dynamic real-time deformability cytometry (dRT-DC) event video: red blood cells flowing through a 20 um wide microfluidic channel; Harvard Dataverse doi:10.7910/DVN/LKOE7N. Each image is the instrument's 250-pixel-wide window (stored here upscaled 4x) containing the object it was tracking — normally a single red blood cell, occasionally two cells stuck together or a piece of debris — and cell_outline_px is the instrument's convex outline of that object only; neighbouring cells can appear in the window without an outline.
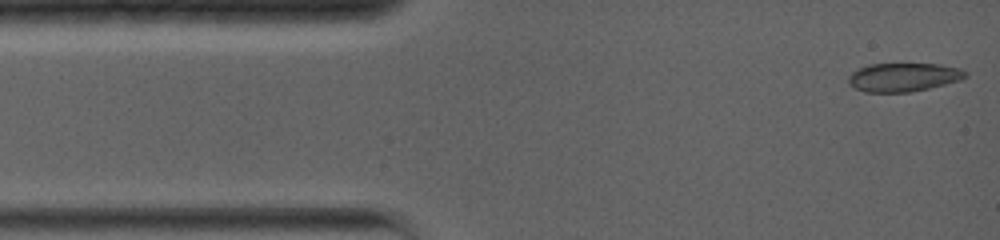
{"species": "common noctule bat (a hibernating species)", "species_latin": "Nyctalus noctula", "temperature_condition": "warm", "stored_images_in_passage": 51, "camera_frame_rate_fps": 5000, "um_per_image_px": 0.085, "animal": {"sex": "female", "body_mass_g": 19.0, "forearm_length_mm": 56.7}, "frame": {"image": 1, "passage_image": 1, "time_ms": 0.0, "image_size_px": [1000, 240], "cell_outline_px": [[968, 76], [960, 80], [928, 88], [908, 92], [864, 92], [848, 84], [848, 76], [852, 72], [868, 64], [940, 64], [960, 68], [968, 72]], "centroid_in_image_um": [76.8, 6.56], "position_along_channel_um": 8.2, "area_um2": 19.48}}
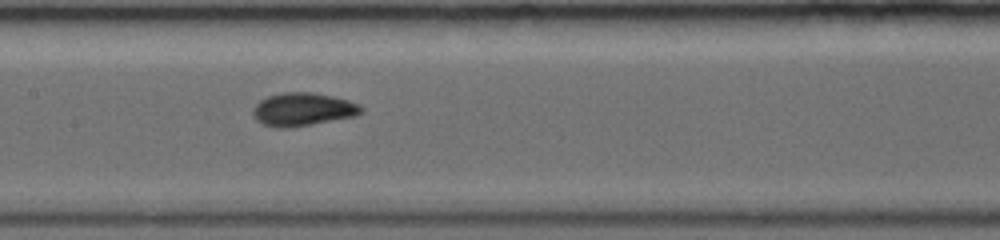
{"frame": {"image": 2, "passage_image": 30, "time_ms": 6.2, "image_size_px": [1000, 240], "cell_outline_px": [[364, 112], [356, 116], [312, 124], [288, 128], [276, 128], [264, 124], [256, 120], [252, 112], [252, 108], [260, 100], [268, 96], [284, 92], [312, 92], [332, 96], [348, 100], [360, 104], [364, 108]], "centroid_in_image_um": [25.76, 9.3], "position_along_channel_um": 181.6, "area_um2": 21.04}}
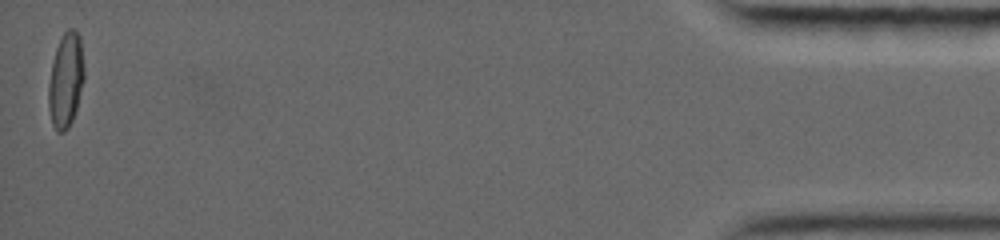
{"frame": {"image": 3, "passage_image": 51, "time_ms": 15.8, "image_size_px": [1000, 240], "cell_outline_px": [[84, 80], [76, 112], [68, 128], [64, 132], [56, 132], [52, 124], [48, 108], [48, 84], [52, 64], [56, 48], [64, 32], [68, 28], [72, 28], [80, 36], [84, 68]], "centroid_in_image_um": [5.59, 6.85], "position_along_channel_um": 429.6, "area_um2": 19.83}, "authors_computed_cell_mechanics": {"area_um2": 19.8254, "velocity_mm_per_s": 3.9398, "shape_relaxation_time_tau1_ms": 5.5808, "shape_relaxation_time_tau2_ms": null, "deformation_change_tau1": 0.1601, "deformation_change_tau2": null}}